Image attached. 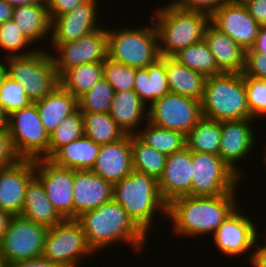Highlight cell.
Here are the masks:
<instances>
[{
	"label": "cell",
	"instance_id": "6da1fadb",
	"mask_svg": "<svg viewBox=\"0 0 266 267\" xmlns=\"http://www.w3.org/2000/svg\"><path fill=\"white\" fill-rule=\"evenodd\" d=\"M235 191L219 196L186 195L173 199L167 206V217L171 219L174 235L213 236L225 219L240 206Z\"/></svg>",
	"mask_w": 266,
	"mask_h": 267
},
{
	"label": "cell",
	"instance_id": "7a4b0ae2",
	"mask_svg": "<svg viewBox=\"0 0 266 267\" xmlns=\"http://www.w3.org/2000/svg\"><path fill=\"white\" fill-rule=\"evenodd\" d=\"M76 220L81 224L87 243L94 252L123 242L131 245L129 247H133L132 250L140 254L148 239L114 199L101 204L95 210L80 214Z\"/></svg>",
	"mask_w": 266,
	"mask_h": 267
},
{
	"label": "cell",
	"instance_id": "3957f363",
	"mask_svg": "<svg viewBox=\"0 0 266 267\" xmlns=\"http://www.w3.org/2000/svg\"><path fill=\"white\" fill-rule=\"evenodd\" d=\"M153 10L151 19L158 34L160 56H173L181 49L204 39L210 15L184 10L167 3Z\"/></svg>",
	"mask_w": 266,
	"mask_h": 267
},
{
	"label": "cell",
	"instance_id": "277c9868",
	"mask_svg": "<svg viewBox=\"0 0 266 267\" xmlns=\"http://www.w3.org/2000/svg\"><path fill=\"white\" fill-rule=\"evenodd\" d=\"M113 199L146 235L155 228V213L161 211L167 217L168 204L160 195L158 180L147 174L133 170L129 176L113 184Z\"/></svg>",
	"mask_w": 266,
	"mask_h": 267
},
{
	"label": "cell",
	"instance_id": "5b68a950",
	"mask_svg": "<svg viewBox=\"0 0 266 267\" xmlns=\"http://www.w3.org/2000/svg\"><path fill=\"white\" fill-rule=\"evenodd\" d=\"M204 117L219 122L252 119L242 73H226L207 77L201 100Z\"/></svg>",
	"mask_w": 266,
	"mask_h": 267
},
{
	"label": "cell",
	"instance_id": "8992f818",
	"mask_svg": "<svg viewBox=\"0 0 266 267\" xmlns=\"http://www.w3.org/2000/svg\"><path fill=\"white\" fill-rule=\"evenodd\" d=\"M107 57L135 68H146L160 58L158 34L150 17L140 28L107 29Z\"/></svg>",
	"mask_w": 266,
	"mask_h": 267
},
{
	"label": "cell",
	"instance_id": "52a82bcc",
	"mask_svg": "<svg viewBox=\"0 0 266 267\" xmlns=\"http://www.w3.org/2000/svg\"><path fill=\"white\" fill-rule=\"evenodd\" d=\"M5 60L8 64L6 74L23 85L32 103L43 99L59 85V77L47 49L38 48L30 55L10 56Z\"/></svg>",
	"mask_w": 266,
	"mask_h": 267
},
{
	"label": "cell",
	"instance_id": "ba28073f",
	"mask_svg": "<svg viewBox=\"0 0 266 267\" xmlns=\"http://www.w3.org/2000/svg\"><path fill=\"white\" fill-rule=\"evenodd\" d=\"M93 254L95 253L87 243L82 226L76 219H63L48 228L43 258L61 267H78L83 258Z\"/></svg>",
	"mask_w": 266,
	"mask_h": 267
},
{
	"label": "cell",
	"instance_id": "9c48e42d",
	"mask_svg": "<svg viewBox=\"0 0 266 267\" xmlns=\"http://www.w3.org/2000/svg\"><path fill=\"white\" fill-rule=\"evenodd\" d=\"M8 132L21 159H48L49 134L35 103L9 115Z\"/></svg>",
	"mask_w": 266,
	"mask_h": 267
},
{
	"label": "cell",
	"instance_id": "30bf717a",
	"mask_svg": "<svg viewBox=\"0 0 266 267\" xmlns=\"http://www.w3.org/2000/svg\"><path fill=\"white\" fill-rule=\"evenodd\" d=\"M242 180L219 155L192 152L191 196H219Z\"/></svg>",
	"mask_w": 266,
	"mask_h": 267
},
{
	"label": "cell",
	"instance_id": "8fae6325",
	"mask_svg": "<svg viewBox=\"0 0 266 267\" xmlns=\"http://www.w3.org/2000/svg\"><path fill=\"white\" fill-rule=\"evenodd\" d=\"M48 227L20 215L12 216L0 242L6 264L42 257Z\"/></svg>",
	"mask_w": 266,
	"mask_h": 267
},
{
	"label": "cell",
	"instance_id": "7c38bea8",
	"mask_svg": "<svg viewBox=\"0 0 266 267\" xmlns=\"http://www.w3.org/2000/svg\"><path fill=\"white\" fill-rule=\"evenodd\" d=\"M202 117L201 101L170 92L149 105L147 121L187 135Z\"/></svg>",
	"mask_w": 266,
	"mask_h": 267
},
{
	"label": "cell",
	"instance_id": "4fadbf2b",
	"mask_svg": "<svg viewBox=\"0 0 266 267\" xmlns=\"http://www.w3.org/2000/svg\"><path fill=\"white\" fill-rule=\"evenodd\" d=\"M51 44L55 52L50 55L60 77L73 66L104 62L107 58V29L101 26L75 41Z\"/></svg>",
	"mask_w": 266,
	"mask_h": 267
},
{
	"label": "cell",
	"instance_id": "5bb4252c",
	"mask_svg": "<svg viewBox=\"0 0 266 267\" xmlns=\"http://www.w3.org/2000/svg\"><path fill=\"white\" fill-rule=\"evenodd\" d=\"M35 177L41 182L50 203L63 219H74V170L55 165L49 159H35Z\"/></svg>",
	"mask_w": 266,
	"mask_h": 267
},
{
	"label": "cell",
	"instance_id": "9a60e30c",
	"mask_svg": "<svg viewBox=\"0 0 266 267\" xmlns=\"http://www.w3.org/2000/svg\"><path fill=\"white\" fill-rule=\"evenodd\" d=\"M240 210V211H239ZM240 206L217 228L213 234L216 248L227 256H240L256 248L257 225L241 212Z\"/></svg>",
	"mask_w": 266,
	"mask_h": 267
},
{
	"label": "cell",
	"instance_id": "2e32d148",
	"mask_svg": "<svg viewBox=\"0 0 266 267\" xmlns=\"http://www.w3.org/2000/svg\"><path fill=\"white\" fill-rule=\"evenodd\" d=\"M210 23L227 34L245 51L257 40L261 25L258 24L244 4L227 2L210 15Z\"/></svg>",
	"mask_w": 266,
	"mask_h": 267
},
{
	"label": "cell",
	"instance_id": "e0dca14e",
	"mask_svg": "<svg viewBox=\"0 0 266 267\" xmlns=\"http://www.w3.org/2000/svg\"><path fill=\"white\" fill-rule=\"evenodd\" d=\"M254 121L255 119H240L220 122L221 142L218 155L240 178L244 174H241L243 170L238 168L237 163L251 155L256 144V135L250 125Z\"/></svg>",
	"mask_w": 266,
	"mask_h": 267
},
{
	"label": "cell",
	"instance_id": "ac0fdd59",
	"mask_svg": "<svg viewBox=\"0 0 266 267\" xmlns=\"http://www.w3.org/2000/svg\"><path fill=\"white\" fill-rule=\"evenodd\" d=\"M97 2L98 0H88L75 6L70 12L56 16L51 21L50 43L75 41L101 28L97 23Z\"/></svg>",
	"mask_w": 266,
	"mask_h": 267
},
{
	"label": "cell",
	"instance_id": "d6986e66",
	"mask_svg": "<svg viewBox=\"0 0 266 267\" xmlns=\"http://www.w3.org/2000/svg\"><path fill=\"white\" fill-rule=\"evenodd\" d=\"M35 176L34 160L21 159L0 169V209L12 216L20 215L29 181Z\"/></svg>",
	"mask_w": 266,
	"mask_h": 267
},
{
	"label": "cell",
	"instance_id": "ffe728a7",
	"mask_svg": "<svg viewBox=\"0 0 266 267\" xmlns=\"http://www.w3.org/2000/svg\"><path fill=\"white\" fill-rule=\"evenodd\" d=\"M192 184V152L183 150L167 155L166 164L158 179L162 199L169 204L173 199L190 195Z\"/></svg>",
	"mask_w": 266,
	"mask_h": 267
},
{
	"label": "cell",
	"instance_id": "44dd1931",
	"mask_svg": "<svg viewBox=\"0 0 266 267\" xmlns=\"http://www.w3.org/2000/svg\"><path fill=\"white\" fill-rule=\"evenodd\" d=\"M74 219L113 199V184L91 170H74Z\"/></svg>",
	"mask_w": 266,
	"mask_h": 267
},
{
	"label": "cell",
	"instance_id": "7402d4cb",
	"mask_svg": "<svg viewBox=\"0 0 266 267\" xmlns=\"http://www.w3.org/2000/svg\"><path fill=\"white\" fill-rule=\"evenodd\" d=\"M91 171L112 184L129 176L133 171L131 134H126L116 142L101 145Z\"/></svg>",
	"mask_w": 266,
	"mask_h": 267
},
{
	"label": "cell",
	"instance_id": "603a6c76",
	"mask_svg": "<svg viewBox=\"0 0 266 267\" xmlns=\"http://www.w3.org/2000/svg\"><path fill=\"white\" fill-rule=\"evenodd\" d=\"M204 40L207 42L214 55L215 62L222 72H243L246 51L227 34L209 23L205 29Z\"/></svg>",
	"mask_w": 266,
	"mask_h": 267
},
{
	"label": "cell",
	"instance_id": "cb8c5ba5",
	"mask_svg": "<svg viewBox=\"0 0 266 267\" xmlns=\"http://www.w3.org/2000/svg\"><path fill=\"white\" fill-rule=\"evenodd\" d=\"M109 115L125 134H136L148 120V107L134 90L114 94ZM141 126V127H139ZM135 130V131H134Z\"/></svg>",
	"mask_w": 266,
	"mask_h": 267
},
{
	"label": "cell",
	"instance_id": "d4e9b609",
	"mask_svg": "<svg viewBox=\"0 0 266 267\" xmlns=\"http://www.w3.org/2000/svg\"><path fill=\"white\" fill-rule=\"evenodd\" d=\"M38 113L50 135L66 117L78 109V99L60 84L43 99L34 102Z\"/></svg>",
	"mask_w": 266,
	"mask_h": 267
},
{
	"label": "cell",
	"instance_id": "484cf974",
	"mask_svg": "<svg viewBox=\"0 0 266 267\" xmlns=\"http://www.w3.org/2000/svg\"><path fill=\"white\" fill-rule=\"evenodd\" d=\"M160 59L165 63L170 92L201 101L207 77L179 63L172 56H160Z\"/></svg>",
	"mask_w": 266,
	"mask_h": 267
},
{
	"label": "cell",
	"instance_id": "4316f807",
	"mask_svg": "<svg viewBox=\"0 0 266 267\" xmlns=\"http://www.w3.org/2000/svg\"><path fill=\"white\" fill-rule=\"evenodd\" d=\"M101 145L86 135L59 148L50 158L55 165L73 170H91Z\"/></svg>",
	"mask_w": 266,
	"mask_h": 267
},
{
	"label": "cell",
	"instance_id": "83f0119b",
	"mask_svg": "<svg viewBox=\"0 0 266 267\" xmlns=\"http://www.w3.org/2000/svg\"><path fill=\"white\" fill-rule=\"evenodd\" d=\"M20 216L48 228L60 223L63 218L50 203L41 182L34 176L26 188Z\"/></svg>",
	"mask_w": 266,
	"mask_h": 267
},
{
	"label": "cell",
	"instance_id": "f1b7e54d",
	"mask_svg": "<svg viewBox=\"0 0 266 267\" xmlns=\"http://www.w3.org/2000/svg\"><path fill=\"white\" fill-rule=\"evenodd\" d=\"M12 19L32 44L51 35V18L45 3L13 7Z\"/></svg>",
	"mask_w": 266,
	"mask_h": 267
},
{
	"label": "cell",
	"instance_id": "f546056e",
	"mask_svg": "<svg viewBox=\"0 0 266 267\" xmlns=\"http://www.w3.org/2000/svg\"><path fill=\"white\" fill-rule=\"evenodd\" d=\"M133 90L146 106L170 93L165 63L159 58L146 68H136Z\"/></svg>",
	"mask_w": 266,
	"mask_h": 267
},
{
	"label": "cell",
	"instance_id": "4dcf8cb0",
	"mask_svg": "<svg viewBox=\"0 0 266 267\" xmlns=\"http://www.w3.org/2000/svg\"><path fill=\"white\" fill-rule=\"evenodd\" d=\"M103 78V62L86 63L67 69L59 84L77 99Z\"/></svg>",
	"mask_w": 266,
	"mask_h": 267
},
{
	"label": "cell",
	"instance_id": "1f68e13d",
	"mask_svg": "<svg viewBox=\"0 0 266 267\" xmlns=\"http://www.w3.org/2000/svg\"><path fill=\"white\" fill-rule=\"evenodd\" d=\"M221 142L220 122L202 117L186 135V147L191 152L219 154Z\"/></svg>",
	"mask_w": 266,
	"mask_h": 267
},
{
	"label": "cell",
	"instance_id": "d6a6232c",
	"mask_svg": "<svg viewBox=\"0 0 266 267\" xmlns=\"http://www.w3.org/2000/svg\"><path fill=\"white\" fill-rule=\"evenodd\" d=\"M179 63L191 70H195L206 77L216 76L223 72L218 68L214 55L207 42L203 39L193 45L187 46L172 56Z\"/></svg>",
	"mask_w": 266,
	"mask_h": 267
},
{
	"label": "cell",
	"instance_id": "836d02e7",
	"mask_svg": "<svg viewBox=\"0 0 266 267\" xmlns=\"http://www.w3.org/2000/svg\"><path fill=\"white\" fill-rule=\"evenodd\" d=\"M131 148L133 170L158 180L164 170L167 155L150 147L136 134H131Z\"/></svg>",
	"mask_w": 266,
	"mask_h": 267
},
{
	"label": "cell",
	"instance_id": "e575fe53",
	"mask_svg": "<svg viewBox=\"0 0 266 267\" xmlns=\"http://www.w3.org/2000/svg\"><path fill=\"white\" fill-rule=\"evenodd\" d=\"M82 118L84 135L96 144L113 143L126 135L109 113H82Z\"/></svg>",
	"mask_w": 266,
	"mask_h": 267
},
{
	"label": "cell",
	"instance_id": "d590c367",
	"mask_svg": "<svg viewBox=\"0 0 266 267\" xmlns=\"http://www.w3.org/2000/svg\"><path fill=\"white\" fill-rule=\"evenodd\" d=\"M146 127L142 131H138L136 135L150 147L158 152L170 155L172 153L183 150L186 147V135L158 127L150 122L145 123Z\"/></svg>",
	"mask_w": 266,
	"mask_h": 267
},
{
	"label": "cell",
	"instance_id": "8d00e7d4",
	"mask_svg": "<svg viewBox=\"0 0 266 267\" xmlns=\"http://www.w3.org/2000/svg\"><path fill=\"white\" fill-rule=\"evenodd\" d=\"M114 89L103 77L89 91L78 98L81 113H109Z\"/></svg>",
	"mask_w": 266,
	"mask_h": 267
},
{
	"label": "cell",
	"instance_id": "74e56055",
	"mask_svg": "<svg viewBox=\"0 0 266 267\" xmlns=\"http://www.w3.org/2000/svg\"><path fill=\"white\" fill-rule=\"evenodd\" d=\"M84 135L82 113L79 109L70 114L49 135L48 159L62 146Z\"/></svg>",
	"mask_w": 266,
	"mask_h": 267
},
{
	"label": "cell",
	"instance_id": "f35d334b",
	"mask_svg": "<svg viewBox=\"0 0 266 267\" xmlns=\"http://www.w3.org/2000/svg\"><path fill=\"white\" fill-rule=\"evenodd\" d=\"M31 45L28 38L21 32L18 25L11 18L0 24V48L8 52L5 57L10 56H27L36 51L38 48L25 50ZM35 49V50H34Z\"/></svg>",
	"mask_w": 266,
	"mask_h": 267
},
{
	"label": "cell",
	"instance_id": "ab89813d",
	"mask_svg": "<svg viewBox=\"0 0 266 267\" xmlns=\"http://www.w3.org/2000/svg\"><path fill=\"white\" fill-rule=\"evenodd\" d=\"M136 68L106 58L103 62V77L113 87L114 92L134 89Z\"/></svg>",
	"mask_w": 266,
	"mask_h": 267
},
{
	"label": "cell",
	"instance_id": "60d3db41",
	"mask_svg": "<svg viewBox=\"0 0 266 267\" xmlns=\"http://www.w3.org/2000/svg\"><path fill=\"white\" fill-rule=\"evenodd\" d=\"M31 103L23 85L6 75L0 84V107L10 115Z\"/></svg>",
	"mask_w": 266,
	"mask_h": 267
},
{
	"label": "cell",
	"instance_id": "b9f144b4",
	"mask_svg": "<svg viewBox=\"0 0 266 267\" xmlns=\"http://www.w3.org/2000/svg\"><path fill=\"white\" fill-rule=\"evenodd\" d=\"M244 81L252 119L258 121V117H266V80L244 76Z\"/></svg>",
	"mask_w": 266,
	"mask_h": 267
},
{
	"label": "cell",
	"instance_id": "7bdbcfd3",
	"mask_svg": "<svg viewBox=\"0 0 266 267\" xmlns=\"http://www.w3.org/2000/svg\"><path fill=\"white\" fill-rule=\"evenodd\" d=\"M242 74L258 80H266V53L254 52L252 49L246 50Z\"/></svg>",
	"mask_w": 266,
	"mask_h": 267
},
{
	"label": "cell",
	"instance_id": "ee69618b",
	"mask_svg": "<svg viewBox=\"0 0 266 267\" xmlns=\"http://www.w3.org/2000/svg\"><path fill=\"white\" fill-rule=\"evenodd\" d=\"M227 2L229 0H173L169 4L180 9L200 11L211 15Z\"/></svg>",
	"mask_w": 266,
	"mask_h": 267
},
{
	"label": "cell",
	"instance_id": "f6af8a7d",
	"mask_svg": "<svg viewBox=\"0 0 266 267\" xmlns=\"http://www.w3.org/2000/svg\"><path fill=\"white\" fill-rule=\"evenodd\" d=\"M20 160L8 130H0V169L10 167Z\"/></svg>",
	"mask_w": 266,
	"mask_h": 267
},
{
	"label": "cell",
	"instance_id": "bcb514c9",
	"mask_svg": "<svg viewBox=\"0 0 266 267\" xmlns=\"http://www.w3.org/2000/svg\"><path fill=\"white\" fill-rule=\"evenodd\" d=\"M88 0H45L51 21L59 15L70 12L75 6Z\"/></svg>",
	"mask_w": 266,
	"mask_h": 267
},
{
	"label": "cell",
	"instance_id": "7dc6e473",
	"mask_svg": "<svg viewBox=\"0 0 266 267\" xmlns=\"http://www.w3.org/2000/svg\"><path fill=\"white\" fill-rule=\"evenodd\" d=\"M244 5L258 24L266 25V0H249Z\"/></svg>",
	"mask_w": 266,
	"mask_h": 267
},
{
	"label": "cell",
	"instance_id": "c3c4849f",
	"mask_svg": "<svg viewBox=\"0 0 266 267\" xmlns=\"http://www.w3.org/2000/svg\"><path fill=\"white\" fill-rule=\"evenodd\" d=\"M7 267H61L43 257L7 264Z\"/></svg>",
	"mask_w": 266,
	"mask_h": 267
},
{
	"label": "cell",
	"instance_id": "681fc988",
	"mask_svg": "<svg viewBox=\"0 0 266 267\" xmlns=\"http://www.w3.org/2000/svg\"><path fill=\"white\" fill-rule=\"evenodd\" d=\"M255 251L250 252L249 261L253 267H266V250L255 249Z\"/></svg>",
	"mask_w": 266,
	"mask_h": 267
},
{
	"label": "cell",
	"instance_id": "f907efd6",
	"mask_svg": "<svg viewBox=\"0 0 266 267\" xmlns=\"http://www.w3.org/2000/svg\"><path fill=\"white\" fill-rule=\"evenodd\" d=\"M254 52L266 53V25H262L255 45L251 48Z\"/></svg>",
	"mask_w": 266,
	"mask_h": 267
},
{
	"label": "cell",
	"instance_id": "816d5d0a",
	"mask_svg": "<svg viewBox=\"0 0 266 267\" xmlns=\"http://www.w3.org/2000/svg\"><path fill=\"white\" fill-rule=\"evenodd\" d=\"M13 6L0 0V24L12 18Z\"/></svg>",
	"mask_w": 266,
	"mask_h": 267
},
{
	"label": "cell",
	"instance_id": "f5cc1de1",
	"mask_svg": "<svg viewBox=\"0 0 266 267\" xmlns=\"http://www.w3.org/2000/svg\"><path fill=\"white\" fill-rule=\"evenodd\" d=\"M11 218L12 215L9 212H5L0 209V242L7 231V227Z\"/></svg>",
	"mask_w": 266,
	"mask_h": 267
},
{
	"label": "cell",
	"instance_id": "db71d44e",
	"mask_svg": "<svg viewBox=\"0 0 266 267\" xmlns=\"http://www.w3.org/2000/svg\"><path fill=\"white\" fill-rule=\"evenodd\" d=\"M13 7L22 6V5H31L36 3H45V0H4Z\"/></svg>",
	"mask_w": 266,
	"mask_h": 267
},
{
	"label": "cell",
	"instance_id": "11a10c76",
	"mask_svg": "<svg viewBox=\"0 0 266 267\" xmlns=\"http://www.w3.org/2000/svg\"><path fill=\"white\" fill-rule=\"evenodd\" d=\"M9 115L0 107V130H8Z\"/></svg>",
	"mask_w": 266,
	"mask_h": 267
},
{
	"label": "cell",
	"instance_id": "9f6ffc18",
	"mask_svg": "<svg viewBox=\"0 0 266 267\" xmlns=\"http://www.w3.org/2000/svg\"><path fill=\"white\" fill-rule=\"evenodd\" d=\"M6 75V65L0 61V84Z\"/></svg>",
	"mask_w": 266,
	"mask_h": 267
},
{
	"label": "cell",
	"instance_id": "6f0895ef",
	"mask_svg": "<svg viewBox=\"0 0 266 267\" xmlns=\"http://www.w3.org/2000/svg\"><path fill=\"white\" fill-rule=\"evenodd\" d=\"M264 238L265 239H262V240H264L266 242V235H265ZM256 247H257L256 249H264V250H266V243L261 245V242L259 243L258 238H256Z\"/></svg>",
	"mask_w": 266,
	"mask_h": 267
},
{
	"label": "cell",
	"instance_id": "680465c9",
	"mask_svg": "<svg viewBox=\"0 0 266 267\" xmlns=\"http://www.w3.org/2000/svg\"><path fill=\"white\" fill-rule=\"evenodd\" d=\"M0 267H7L5 259L3 258V255L1 253H0Z\"/></svg>",
	"mask_w": 266,
	"mask_h": 267
},
{
	"label": "cell",
	"instance_id": "91938a15",
	"mask_svg": "<svg viewBox=\"0 0 266 267\" xmlns=\"http://www.w3.org/2000/svg\"><path fill=\"white\" fill-rule=\"evenodd\" d=\"M247 1L249 0H229V2L235 3V4H245Z\"/></svg>",
	"mask_w": 266,
	"mask_h": 267
},
{
	"label": "cell",
	"instance_id": "94428289",
	"mask_svg": "<svg viewBox=\"0 0 266 267\" xmlns=\"http://www.w3.org/2000/svg\"><path fill=\"white\" fill-rule=\"evenodd\" d=\"M263 158L262 159H264V161L266 162V152L265 153H263Z\"/></svg>",
	"mask_w": 266,
	"mask_h": 267
}]
</instances>
